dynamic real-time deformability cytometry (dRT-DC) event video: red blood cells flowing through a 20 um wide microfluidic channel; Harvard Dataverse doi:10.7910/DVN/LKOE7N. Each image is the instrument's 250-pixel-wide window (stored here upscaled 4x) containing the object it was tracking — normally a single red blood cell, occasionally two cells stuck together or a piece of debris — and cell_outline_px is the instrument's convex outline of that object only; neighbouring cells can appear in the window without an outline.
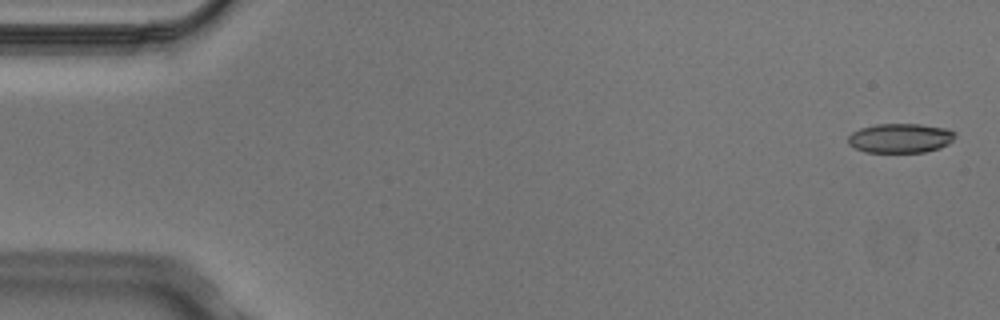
{"species": "Egyptian fruit bat (a non-hibernating species)", "species_latin": "Rousettus aegyptiacus", "temperature_condition": "cold", "stored_images_in_passage": 5, "camera_frame_rate_fps": 3000, "um_per_image_px": 0.085, "animal": {"sex": "male"}, "frame": {"image": 1, "passage_image": 1, "time_ms": 0.0, "image_size_px": [1000, 320], "cell_outline_px": [[956, 132], [952, 140], [948, 144], [940, 148], [924, 152], [864, 152], [848, 144], [848, 136], [852, 132], [860, 128], [876, 124], [920, 124], [948, 128]], "centroid_in_image_um": [76.53, 11.73], "position_along_channel_um": 8.5, "area_um2": 18.44}}
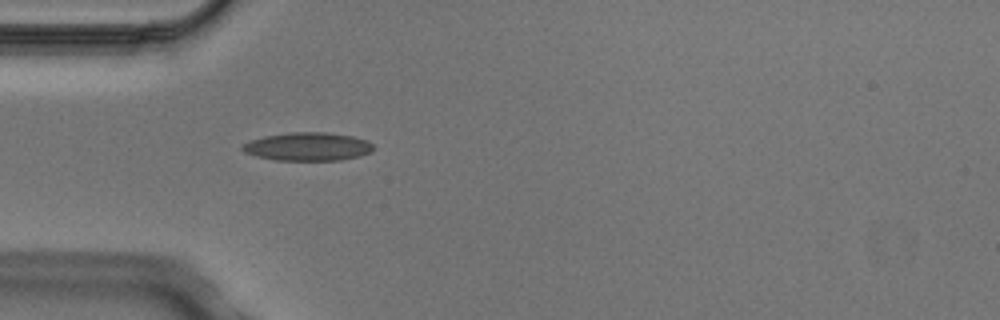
{"frame": {"image": 2, "passage_image": 5, "time_ms": 1.333, "image_size_px": [1000, 320], "cell_outline_px": [[376, 148], [372, 152], [360, 156], [340, 160], [276, 160], [256, 156], [244, 152], [240, 148], [244, 144], [252, 140], [264, 136], [292, 132], [324, 132], [352, 136], [368, 140]], "centroid_in_image_um": [26.21, 12.46], "position_along_channel_um": 58.8, "area_um2": 21.62}}